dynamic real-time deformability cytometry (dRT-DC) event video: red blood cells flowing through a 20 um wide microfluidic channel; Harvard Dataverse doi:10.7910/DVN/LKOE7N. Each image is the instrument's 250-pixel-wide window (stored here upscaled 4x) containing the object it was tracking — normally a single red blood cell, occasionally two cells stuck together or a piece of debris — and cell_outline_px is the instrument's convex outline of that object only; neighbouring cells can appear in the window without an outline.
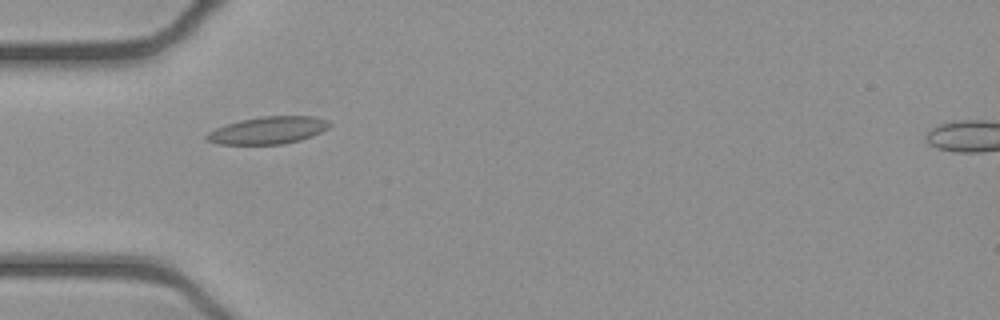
{"species": "common noctule bat (a hibernating species)", "species_latin": "Nyctalus noctula", "temperature_condition": "cold", "stored_images_in_passage": 48, "camera_frame_rate_fps": 3000, "um_per_image_px": 0.085, "animal": {"sex": "female", "body_mass_g": 21.9}, "frame": {"image": 1, "passage_image": 12, "time_ms": 3.667, "image_size_px": [1000, 320], "cell_outline_px": [[332, 124], [328, 128], [312, 136], [300, 140], [284, 144], [216, 144], [208, 140], [204, 136], [208, 132], [216, 128], [240, 120], [260, 116], [312, 116], [328, 120]], "centroid_in_image_um": [22.8, 11.07], "position_along_channel_um": 62.2, "area_um2": 19.54}}
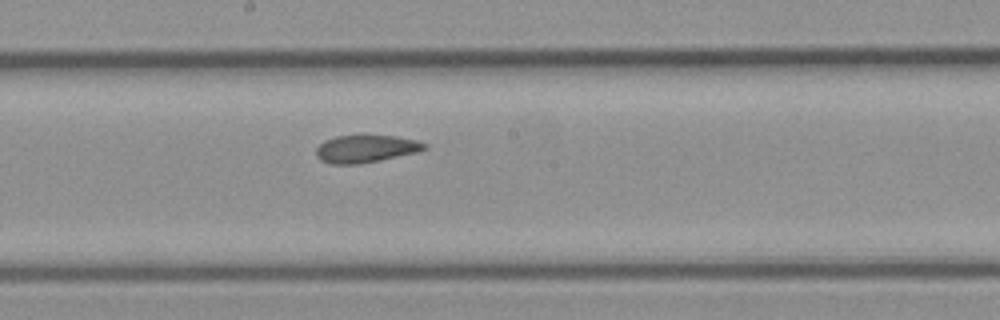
{"frame": {"image": 2, "passage_image": 24, "time_ms": 7.667, "image_size_px": [1000, 320], "cell_outline_px": [[428, 148], [416, 152], [380, 160], [360, 164], [332, 164], [320, 160], [316, 156], [316, 148], [324, 140], [336, 136], [396, 136], [416, 140], [428, 144]], "centroid_in_image_um": [31.08, 12.65], "position_along_channel_um": 217.1, "area_um2": 17.28}}
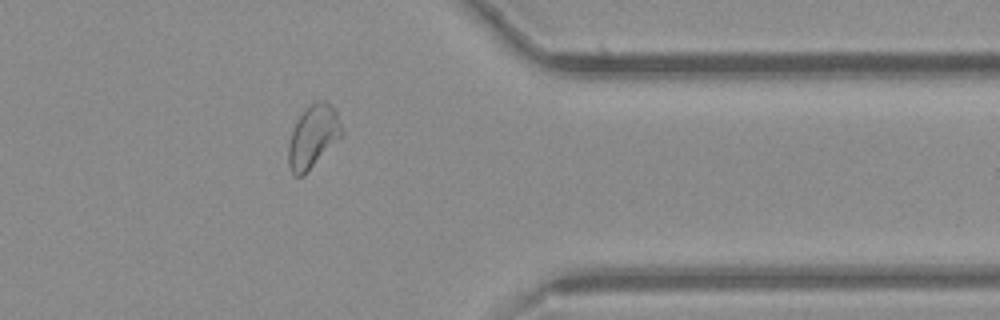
{"frame": {"image": 3, "passage_image": 38, "time_ms": 12.333, "image_size_px": [1000, 320], "cell_outline_px": [[344, 136], [304, 176], [292, 176], [288, 164], [288, 144], [292, 128], [296, 120], [316, 100], [324, 100], [332, 104], [336, 108], [344, 132]], "centroid_in_image_um": [26.64, 11.63], "position_along_channel_um": 384.8, "area_um2": 20.17}, "authors_computed_cell_mechanics": {"area_um2": 19.1029, "velocity_mm_per_s": 3.8909, "shape_relaxation_time_tau1_ms": null, "shape_relaxation_time_tau2_ms": 1.8386, "deformation_change_tau1": null, "deformation_change_tau2": 0.0655}}